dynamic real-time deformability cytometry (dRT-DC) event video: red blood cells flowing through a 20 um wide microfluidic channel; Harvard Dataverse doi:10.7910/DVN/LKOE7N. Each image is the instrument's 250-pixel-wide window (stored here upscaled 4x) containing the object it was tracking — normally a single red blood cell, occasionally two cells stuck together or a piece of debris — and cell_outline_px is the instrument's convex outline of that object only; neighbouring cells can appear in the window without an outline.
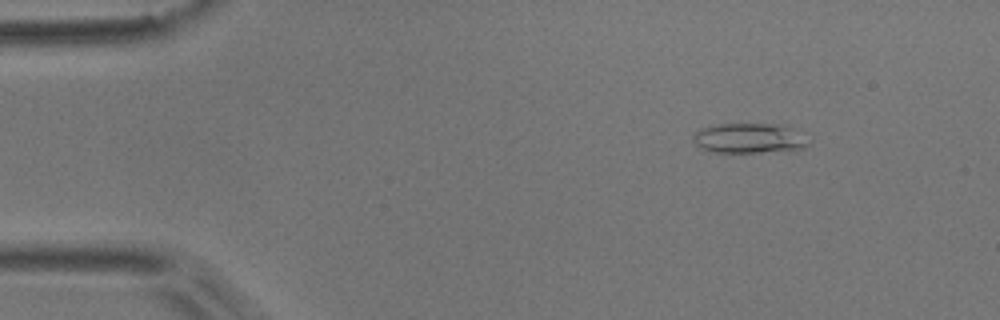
{"species": "common noctule bat (a hibernating species)", "species_latin": "Nyctalus noctula", "temperature_condition": "room temperature", "stored_images_in_passage": 7, "camera_frame_rate_fps": 3000, "um_per_image_px": 0.085, "animal": {"sex": "male", "body_mass_g": 17.9}, "frame": {"image": 1, "passage_image": 2, "time_ms": 0.333, "image_size_px": [1000, 320], "cell_outline_px": [[808, 144], [804, 148], [760, 152], [708, 152], [700, 148], [692, 140], [692, 136], [700, 128], [716, 124], [780, 124], [788, 128]], "centroid_in_image_um": [63.49, 11.75], "position_along_channel_um": 21.5, "area_um2": 19.54}}
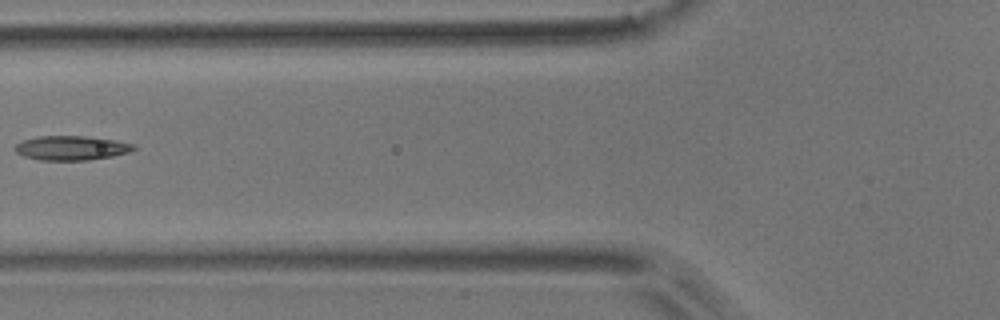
{"frame": {"image": 2, "passage_image": 6, "time_ms": 1.667, "image_size_px": [1000, 320], "cell_outline_px": [[136, 148], [128, 152], [112, 156], [88, 160], [40, 160], [24, 156], [16, 152], [12, 148], [16, 144], [24, 140], [36, 136], [84, 136], [112, 140], [132, 144]], "centroid_in_image_um": [6.0, 12.58], "position_along_channel_um": 119.8, "area_um2": 16.65}}
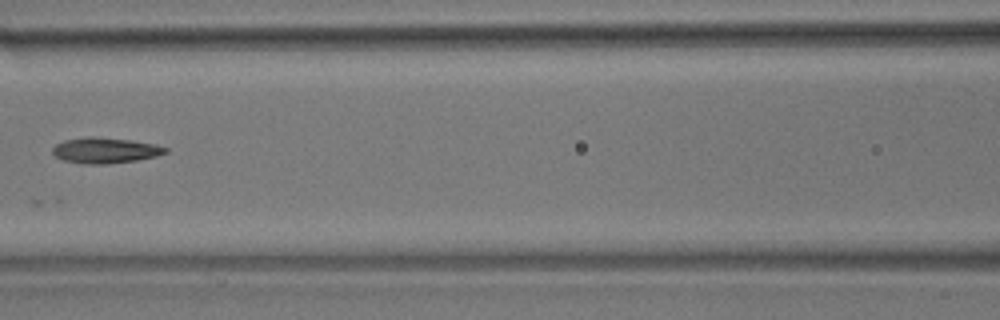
{"frame": {"image": 3, "passage_image": 7, "time_ms": 2.0, "image_size_px": [1000, 320], "cell_outline_px": [[168, 152], [156, 156], [136, 160], [108, 164], [80, 164], [64, 160], [56, 156], [52, 152], [52, 148], [56, 144], [64, 140], [88, 136], [92, 136], [128, 140], [156, 144], [168, 148]], "centroid_in_image_um": [8.93, 12.78], "position_along_channel_um": 157.7, "area_um2": 16.88}}